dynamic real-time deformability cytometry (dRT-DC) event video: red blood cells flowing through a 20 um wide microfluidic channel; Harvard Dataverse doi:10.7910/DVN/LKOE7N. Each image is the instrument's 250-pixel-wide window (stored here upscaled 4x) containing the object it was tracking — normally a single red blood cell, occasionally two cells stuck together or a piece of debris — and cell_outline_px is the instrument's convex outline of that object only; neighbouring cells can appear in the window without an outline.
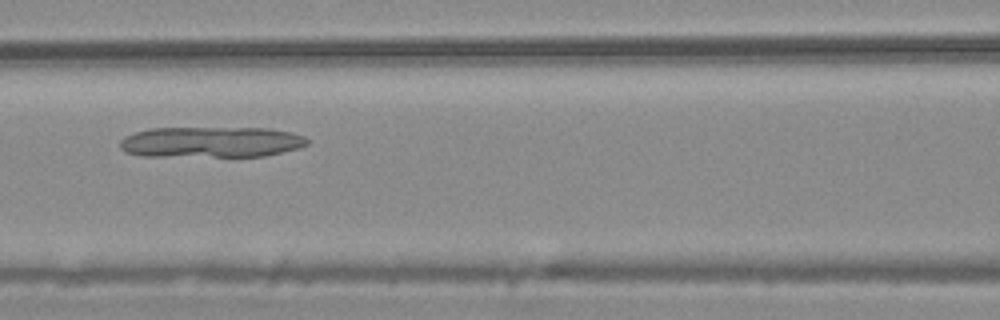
{"species": "common noctule bat (a hibernating species)", "species_latin": "Nyctalus noctula", "temperature_condition": "warm", "stored_images_in_passage": 8, "camera_frame_rate_fps": 3000, "um_per_image_px": 0.085, "animal": {"sex": "male", "body_mass_g": 20.4}, "frame": {"image": 1, "passage_image": 7, "time_ms": 2.0, "image_size_px": [1000, 320], "cell_outline_px": [[308, 144], [300, 148], [264, 156], [140, 156], [124, 152], [120, 148], [120, 140], [124, 136], [148, 128], [268, 128], [292, 132], [304, 136], [308, 140]], "centroid_in_image_um": [17.93, 12.07], "position_along_channel_um": 148.7, "area_um2": 33.87}}
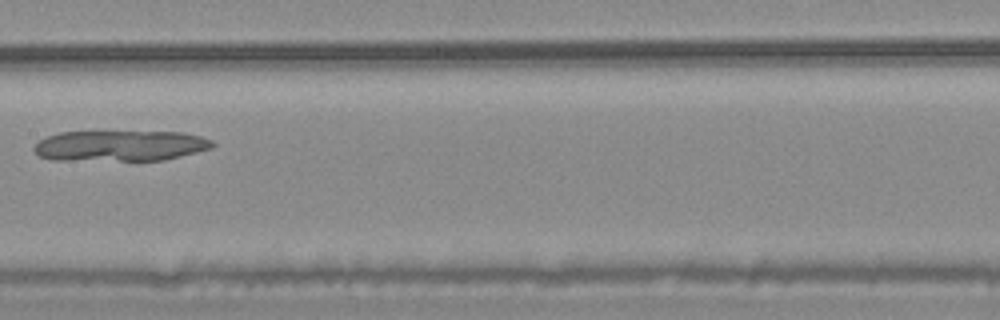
{"frame": {"image": 2, "passage_image": 8, "time_ms": 2.333, "image_size_px": [1000, 320], "cell_outline_px": [[216, 144], [212, 148], [164, 160], [52, 160], [40, 156], [32, 148], [40, 140], [48, 136], [60, 132], [184, 132], [200, 136], [212, 140]], "centroid_in_image_um": [10.23, 12.39], "position_along_channel_um": 197.2, "area_um2": 31.85}}